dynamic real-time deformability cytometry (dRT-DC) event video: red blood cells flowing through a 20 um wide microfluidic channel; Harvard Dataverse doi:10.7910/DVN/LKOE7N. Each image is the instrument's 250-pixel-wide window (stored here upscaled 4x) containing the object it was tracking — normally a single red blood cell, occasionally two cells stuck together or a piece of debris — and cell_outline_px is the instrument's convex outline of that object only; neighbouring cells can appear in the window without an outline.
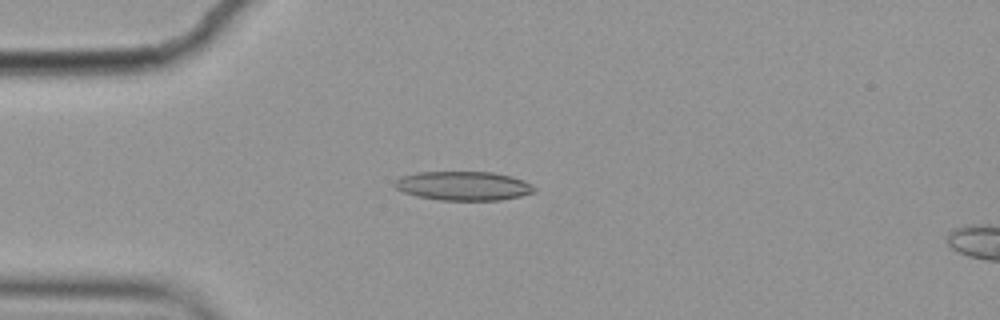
{"species": "common noctule bat (a hibernating species)", "species_latin": "Nyctalus noctula", "temperature_condition": "cold", "stored_images_in_passage": 5, "camera_frame_rate_fps": 3000, "um_per_image_px": 0.085, "animal": {"sex": "female", "body_mass_g": 19.9}, "frame": {"image": 1, "passage_image": 4, "time_ms": 1.0, "image_size_px": [1000, 320], "cell_outline_px": [[536, 192], [520, 196], [500, 200], [440, 200], [416, 196], [404, 192], [396, 188], [392, 184], [400, 176], [420, 172], [492, 172], [512, 176], [524, 180], [532, 184], [536, 188]], "centroid_in_image_um": [39.41, 15.8], "position_along_channel_um": 45.6, "area_um2": 23.76}}